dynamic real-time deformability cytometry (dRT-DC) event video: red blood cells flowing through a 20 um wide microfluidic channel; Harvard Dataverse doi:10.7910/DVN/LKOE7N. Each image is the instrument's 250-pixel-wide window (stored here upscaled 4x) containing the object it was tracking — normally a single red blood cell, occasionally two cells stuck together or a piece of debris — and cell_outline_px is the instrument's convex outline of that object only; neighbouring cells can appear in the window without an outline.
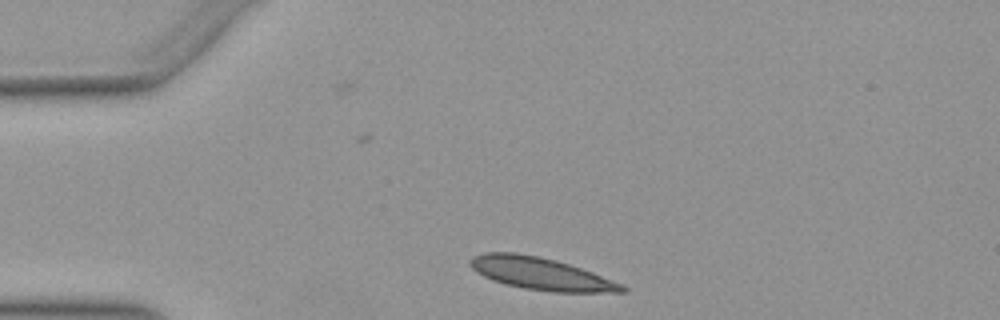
{"species": "Egyptian fruit bat (a non-hibernating species)", "species_latin": "Rousettus aegyptiacus", "temperature_condition": "warm", "stored_images_in_passage": 39, "camera_frame_rate_fps": 3000, "um_per_image_px": 0.085, "animal": {"sex": "female"}, "frame": {"image": 1, "passage_image": 1, "time_ms": 0.0, "image_size_px": [1000, 320], "cell_outline_px": [[628, 292], [552, 292], [524, 288], [504, 284], [492, 280], [476, 272], [468, 264], [468, 260], [472, 256], [484, 252], [516, 252], [556, 260], [592, 272], [624, 284], [628, 288]], "centroid_in_image_um": [45.96, 23.26], "position_along_channel_um": 39.0, "area_um2": 28.73}}
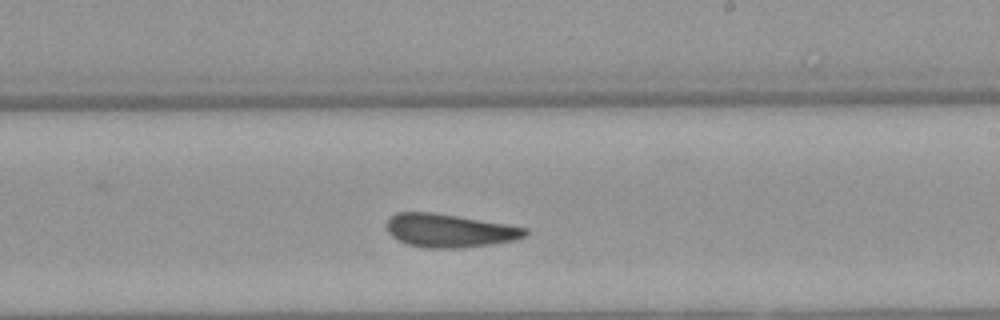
{"frame": {"image": 2, "passage_image": 20, "time_ms": 6.333, "image_size_px": [1000, 320], "cell_outline_px": [[528, 236], [516, 240], [492, 244], [456, 248], [428, 248], [408, 244], [396, 240], [388, 232], [388, 220], [396, 212], [432, 212], [508, 224], [528, 228]], "centroid_in_image_um": [38.25, 19.6], "position_along_channel_um": 250.8, "area_um2": 26.93}}
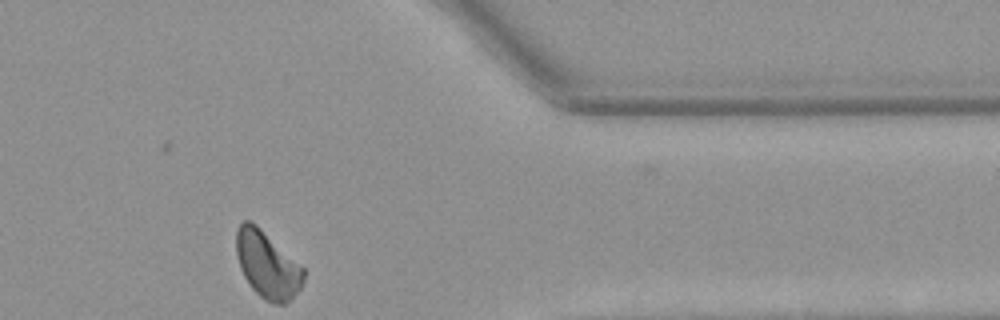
{"frame": {"image": 3, "passage_image": 32, "time_ms": 10.333, "image_size_px": [1000, 320], "cell_outline_px": [[304, 280], [300, 288], [284, 304], [276, 304], [264, 300], [252, 288], [244, 276], [240, 268], [236, 256], [236, 232], [240, 224], [244, 220], [252, 220], [304, 268]], "centroid_in_image_um": [22.7, 22.49], "position_along_channel_um": 388.7, "area_um2": 26.01}, "authors_computed_cell_mechanics": {"area_um2": 26.7614, "velocity_mm_per_s": 3.904, "shape_relaxation_time_tau1_ms": null, "shape_relaxation_time_tau2_ms": 4.7213, "deformation_change_tau1": null, "deformation_change_tau2": 0.0742}}